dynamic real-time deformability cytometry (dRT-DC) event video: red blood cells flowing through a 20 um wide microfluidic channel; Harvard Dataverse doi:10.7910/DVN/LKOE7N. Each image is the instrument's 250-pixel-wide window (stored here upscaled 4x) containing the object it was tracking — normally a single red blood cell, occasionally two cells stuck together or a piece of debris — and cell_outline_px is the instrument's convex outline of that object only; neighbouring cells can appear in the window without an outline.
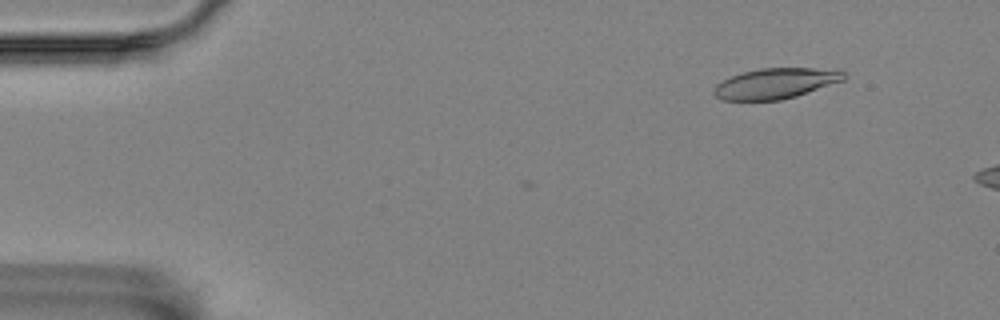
{"species": "Egyptian fruit bat (a non-hibernating species)", "species_latin": "Rousettus aegyptiacus", "temperature_condition": "room temperature", "stored_images_in_passage": 4, "camera_frame_rate_fps": 3000, "um_per_image_px": 0.085, "animal": {"sex": "female"}, "frame": {"image": 1, "passage_image": 2, "time_ms": 0.333, "image_size_px": [1000, 320], "cell_outline_px": [[848, 76], [844, 80], [796, 96], [780, 100], [720, 100], [712, 92], [716, 84], [740, 72], [760, 68], [844, 68]], "centroid_in_image_um": [66.0, 7.07], "position_along_channel_um": 19.0, "area_um2": 23.47}}